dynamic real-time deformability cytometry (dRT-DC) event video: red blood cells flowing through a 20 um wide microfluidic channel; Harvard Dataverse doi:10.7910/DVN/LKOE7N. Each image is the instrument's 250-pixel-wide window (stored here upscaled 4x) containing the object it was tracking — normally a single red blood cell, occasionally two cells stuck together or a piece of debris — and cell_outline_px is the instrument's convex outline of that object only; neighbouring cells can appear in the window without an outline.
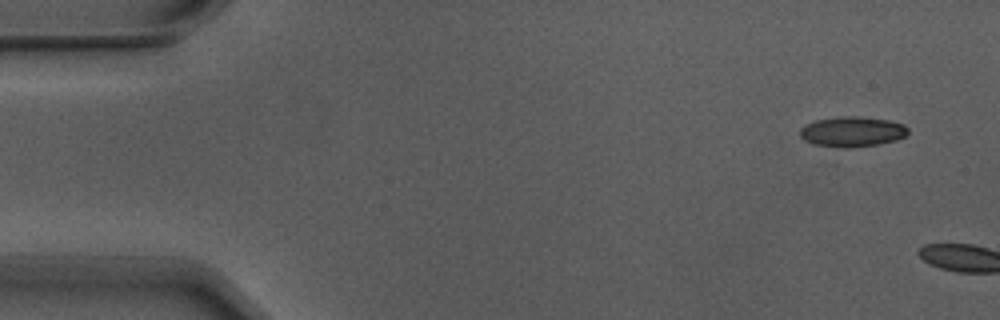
{"species": "Egyptian fruit bat (a non-hibernating species)", "species_latin": "Rousettus aegyptiacus", "temperature_condition": "warm", "stored_images_in_passage": 2, "camera_frame_rate_fps": 3000, "um_per_image_px": 0.085, "animal": {"sex": "male"}, "frame": {"image": 1, "passage_image": 1, "time_ms": 0.0, "image_size_px": [1000, 320], "cell_outline_px": [[908, 132], [904, 136], [896, 140], [876, 144], [848, 148], [844, 148], [816, 144], [804, 140], [800, 136], [800, 128], [816, 120], [844, 116], [860, 116], [888, 120], [904, 124], [908, 128]], "centroid_in_image_um": [72.45, 11.18], "position_along_channel_um": 12.6, "area_um2": 18.79}}